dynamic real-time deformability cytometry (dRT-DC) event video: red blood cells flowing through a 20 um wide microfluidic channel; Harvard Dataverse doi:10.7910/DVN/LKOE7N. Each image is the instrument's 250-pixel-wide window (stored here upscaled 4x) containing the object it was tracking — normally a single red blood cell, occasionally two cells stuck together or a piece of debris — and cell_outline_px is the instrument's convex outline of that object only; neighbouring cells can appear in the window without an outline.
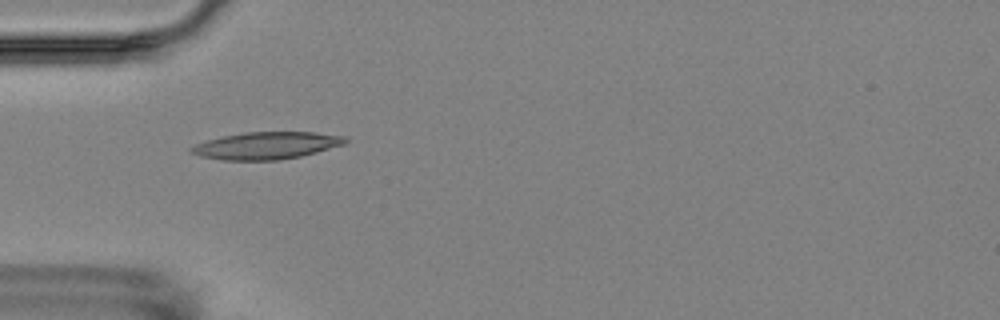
{"species": "Egyptian fruit bat (a non-hibernating species)", "species_latin": "Rousettus aegyptiacus", "temperature_condition": "room temperature", "stored_images_in_passage": 6, "camera_frame_rate_fps": 3000, "um_per_image_px": 0.085, "animal": {"sex": "female"}, "frame": {"image": 1, "passage_image": 5, "time_ms": 4.667, "image_size_px": [1000, 320], "cell_outline_px": [[348, 140], [344, 144], [316, 152], [300, 156], [280, 160], [224, 160], [200, 156], [188, 152], [188, 148], [196, 144], [220, 136], [244, 132], [312, 132], [348, 136]], "centroid_in_image_um": [22.62, 12.37], "position_along_channel_um": 62.4, "area_um2": 24.51}}